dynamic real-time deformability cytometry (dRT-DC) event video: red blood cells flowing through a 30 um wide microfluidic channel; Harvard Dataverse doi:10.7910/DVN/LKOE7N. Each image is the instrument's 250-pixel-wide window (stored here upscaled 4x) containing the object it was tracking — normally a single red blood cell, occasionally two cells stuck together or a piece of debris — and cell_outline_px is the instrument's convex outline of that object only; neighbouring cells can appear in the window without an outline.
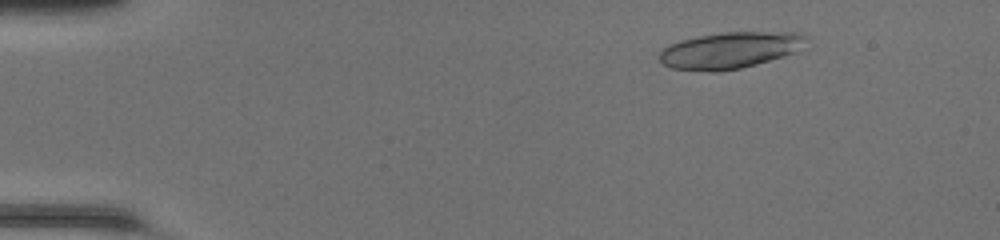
{"species": "common noctule bat (a hibernating species)", "species_latin": "Nyctalus noctula", "temperature_condition": "room temperature", "stored_images_in_passage": 45, "camera_frame_rate_fps": 3000, "um_per_image_px": 0.085, "animal": {"sex": "female", "body_mass_g": 20.0, "forearm_length_mm": 54.0}, "frame": {"image": 1, "passage_image": 4, "time_ms": 1.0, "image_size_px": [1000, 240], "cell_outline_px": [[808, 36], [796, 52], [784, 56], [756, 64], [740, 68], [716, 72], [708, 72], [672, 68], [664, 64], [660, 60], [660, 52], [668, 44], [680, 40], [700, 36], [724, 32], [800, 32]], "centroid_in_image_um": [62.04, 4.27], "position_along_channel_um": 23.0, "area_um2": 31.04}}